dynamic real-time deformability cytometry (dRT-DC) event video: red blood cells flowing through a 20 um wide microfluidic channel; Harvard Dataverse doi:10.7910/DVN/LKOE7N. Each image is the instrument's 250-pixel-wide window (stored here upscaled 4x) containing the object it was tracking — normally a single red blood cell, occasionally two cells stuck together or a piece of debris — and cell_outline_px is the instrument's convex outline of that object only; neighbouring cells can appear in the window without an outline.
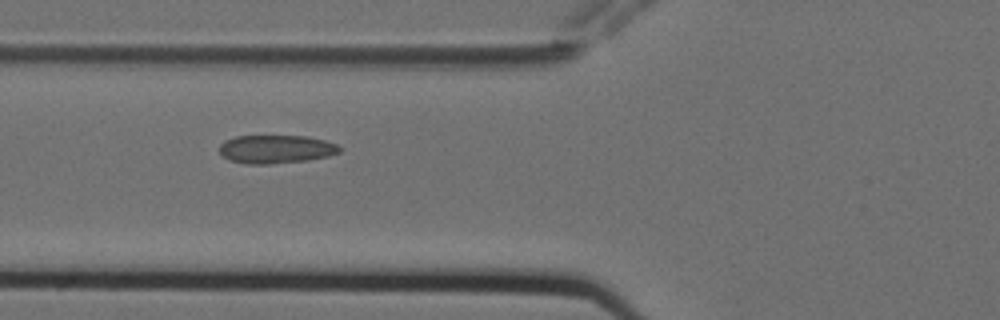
{"species": "Egyptian fruit bat (a non-hibernating species)", "species_latin": "Rousettus aegyptiacus", "temperature_condition": "cold", "stored_images_in_passage": 5, "camera_frame_rate_fps": 3000, "um_per_image_px": 0.085, "animal": {"sex": "female"}, "frame": {"image": 1, "passage_image": 4, "time_ms": 1.0, "image_size_px": [1000, 320], "cell_outline_px": [[344, 148], [340, 152], [328, 156], [308, 160], [272, 164], [244, 164], [228, 160], [220, 152], [220, 144], [224, 140], [236, 136], [308, 136], [324, 140], [336, 144]], "centroid_in_image_um": [23.47, 12.68], "position_along_channel_um": 102.3, "area_um2": 20.06}}
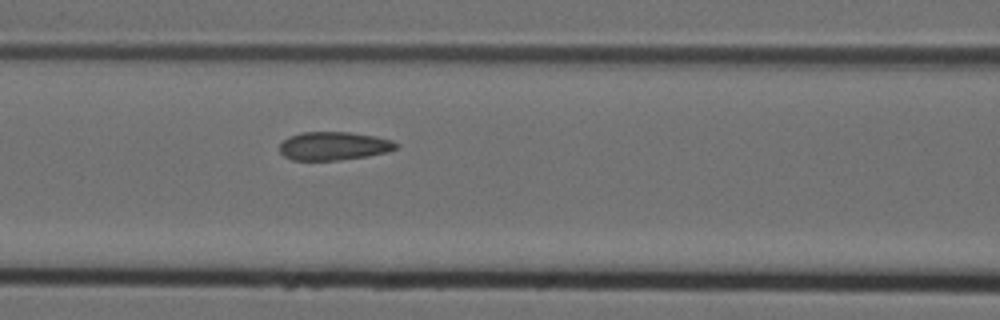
{"frame": {"image": 2, "passage_image": 5, "time_ms": 1.333, "image_size_px": [1000, 320], "cell_outline_px": [[396, 148], [388, 152], [368, 156], [340, 160], [292, 160], [284, 156], [280, 152], [280, 144], [288, 136], [300, 132], [348, 132], [376, 136], [392, 140], [396, 144]], "centroid_in_image_um": [28.35, 12.4], "position_along_channel_um": 138.3, "area_um2": 19.31}}